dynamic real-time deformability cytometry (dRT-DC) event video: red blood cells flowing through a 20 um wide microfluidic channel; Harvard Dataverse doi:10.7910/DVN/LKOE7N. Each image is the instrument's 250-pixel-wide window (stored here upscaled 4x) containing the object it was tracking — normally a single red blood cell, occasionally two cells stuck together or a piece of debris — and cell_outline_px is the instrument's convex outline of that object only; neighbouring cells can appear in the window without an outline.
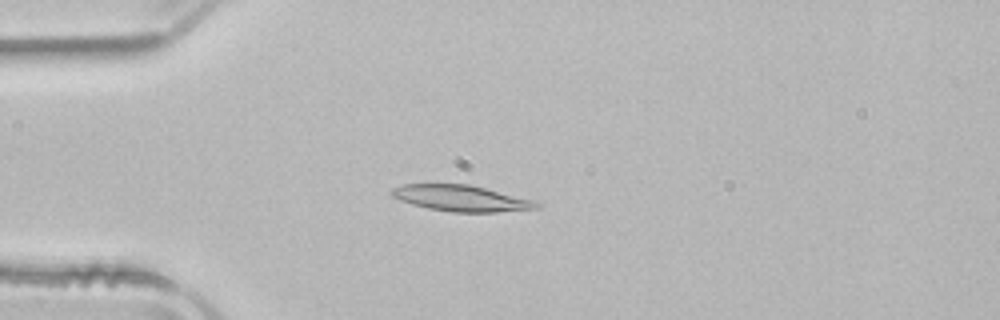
{"species": "common noctule bat (a hibernating species)", "species_latin": "Nyctalus noctula", "temperature_condition": "room temperature", "stored_images_in_passage": 39, "camera_frame_rate_fps": 3000, "um_per_image_px": 0.085, "animal": {"sex": "male", "body_mass_g": 21.5, "forearm_length_mm": 52.0}, "frame": {"image": 1, "passage_image": 1, "time_ms": 0.0, "image_size_px": [1000, 320], "cell_outline_px": [[544, 204], [540, 208], [496, 212], [452, 212], [428, 208], [412, 204], [400, 200], [392, 196], [388, 192], [392, 188], [400, 184], [468, 184], [536, 200]], "centroid_in_image_um": [39.22, 16.85], "position_along_channel_um": 45.8, "area_um2": 22.25}}
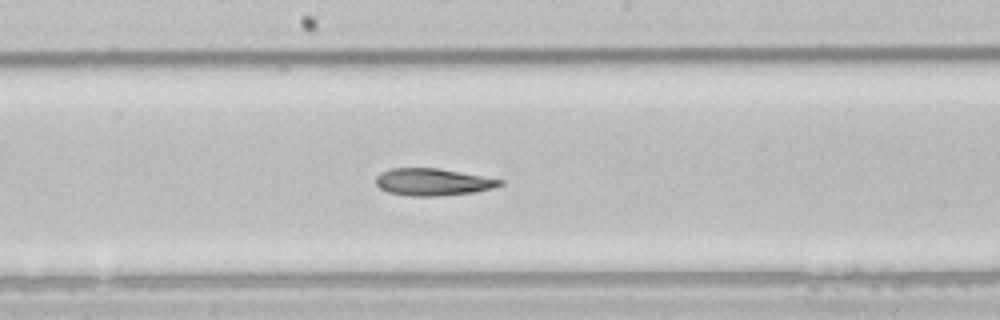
{"frame": {"image": 2, "passage_image": 15, "time_ms": 4.667, "image_size_px": [1000, 320], "cell_outline_px": [[504, 184], [492, 188], [476, 192], [440, 196], [412, 196], [388, 192], [380, 188], [376, 184], [376, 176], [380, 172], [392, 168], [440, 168], [504, 180]], "centroid_in_image_um": [36.8, 15.47], "position_along_channel_um": 211.4, "area_um2": 19.71}}
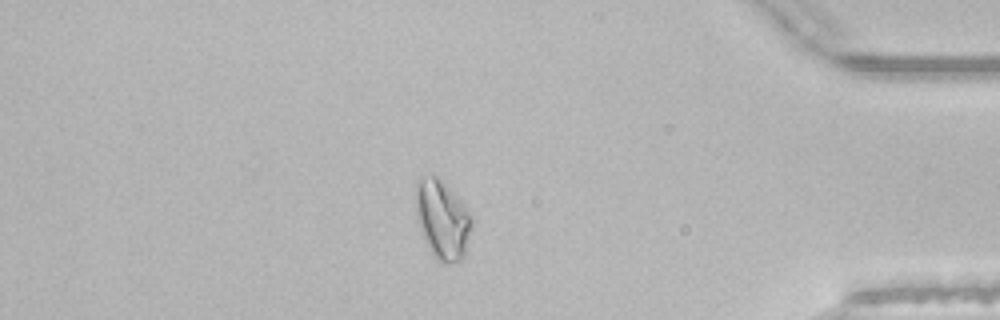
{"frame": {"image": 3, "passage_image": 32, "time_ms": 10.333, "image_size_px": [1000, 320], "cell_outline_px": [[472, 228], [464, 252], [460, 260], [448, 264], [444, 264], [432, 252], [424, 236], [416, 216], [416, 184], [424, 176], [436, 176], [456, 196], [472, 216]], "centroid_in_image_um": [37.61, 18.66], "position_along_channel_um": 397.6, "area_um2": 24.8}, "authors_computed_cell_mechanics": {"area_um2": 20.6346, "velocity_mm_per_s": 3.9164, "shape_relaxation_time_tau1_ms": 10.603, "shape_relaxation_time_tau2_ms": null, "deformation_change_tau1": 0.2387, "deformation_change_tau2": null}}